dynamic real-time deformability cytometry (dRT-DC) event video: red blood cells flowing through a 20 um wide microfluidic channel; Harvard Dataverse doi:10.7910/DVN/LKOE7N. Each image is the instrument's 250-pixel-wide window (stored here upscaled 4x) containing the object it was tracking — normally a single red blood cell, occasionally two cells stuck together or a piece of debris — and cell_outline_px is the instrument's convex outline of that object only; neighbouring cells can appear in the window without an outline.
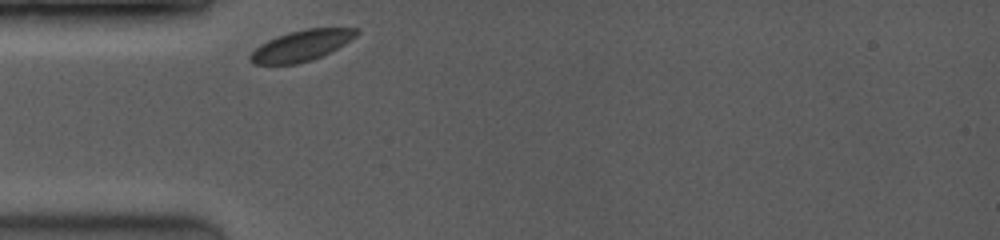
{"species": "common noctule bat (a hibernating species)", "species_latin": "Nyctalus noctula", "temperature_condition": "room temperature", "stored_images_in_passage": 17, "camera_frame_rate_fps": 3500, "um_per_image_px": 0.085, "animal": {"sex": "female", "body_mass_g": 19.0, "forearm_length_mm": 53.3}, "frame": {"image": 1, "passage_image": 1, "time_ms": 0.0, "image_size_px": [1000, 240], "cell_outline_px": [[360, 32], [356, 36], [344, 44], [312, 60], [296, 64], [252, 64], [248, 60], [248, 56], [260, 44], [268, 40], [288, 32], [308, 28], [360, 28]], "centroid_in_image_um": [25.6, 3.87], "position_along_channel_um": 59.4, "area_um2": 18.96}}
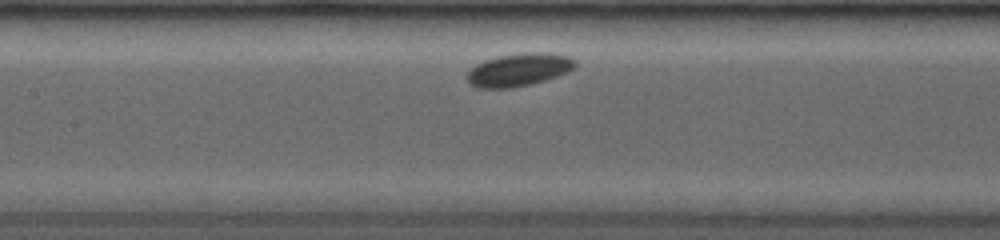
{"frame": {"image": 2, "passage_image": 8, "time_ms": 2.857, "image_size_px": [1000, 240], "cell_outline_px": [[576, 64], [568, 72], [544, 80], [528, 84], [508, 88], [476, 88], [468, 84], [464, 76], [476, 64], [484, 60], [496, 56], [520, 52], [548, 52], [568, 56], [576, 60]], "centroid_in_image_um": [44.04, 5.91], "position_along_channel_um": 163.4, "area_um2": 20.92}}
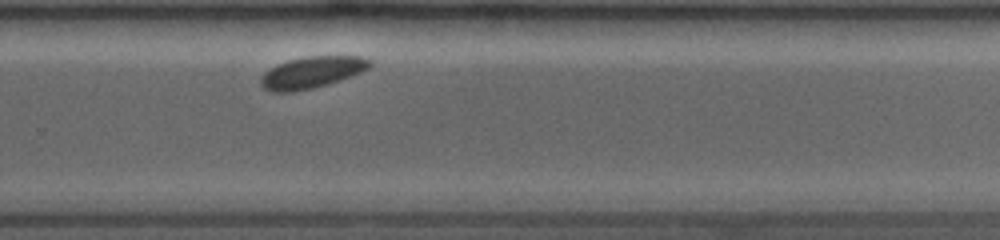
{"frame": {"image": 3, "passage_image": 17, "time_ms": 6.571, "image_size_px": [1000, 240], "cell_outline_px": [[372, 64], [368, 68], [360, 72], [312, 88], [292, 92], [272, 92], [264, 88], [260, 84], [260, 76], [264, 72], [276, 64], [288, 60], [308, 56], [360, 56], [372, 60]], "centroid_in_image_um": [26.44, 6.14], "position_along_channel_um": 303.4, "area_um2": 19.83}}